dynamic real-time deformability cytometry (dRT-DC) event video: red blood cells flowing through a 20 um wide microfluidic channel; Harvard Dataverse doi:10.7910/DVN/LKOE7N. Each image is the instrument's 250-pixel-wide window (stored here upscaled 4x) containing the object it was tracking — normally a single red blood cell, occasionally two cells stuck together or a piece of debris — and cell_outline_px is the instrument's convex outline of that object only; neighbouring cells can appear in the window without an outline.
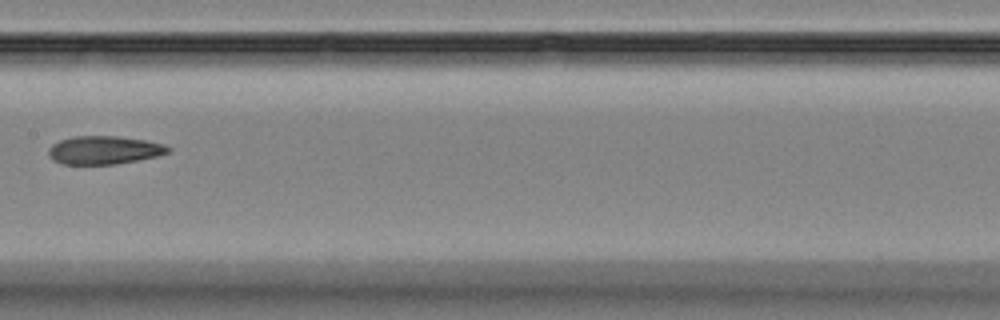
{"species": "Egyptian fruit bat (a non-hibernating species)", "species_latin": "Rousettus aegyptiacus", "temperature_condition": "room temperature", "stored_images_in_passage": 13, "camera_frame_rate_fps": 3000, "um_per_image_px": 0.085, "animal": {"sex": "female"}, "frame": {"image": 1, "passage_image": 6, "time_ms": 6.667, "image_size_px": [1000, 320], "cell_outline_px": [[172, 148], [168, 152], [156, 156], [116, 164], [64, 164], [52, 160], [48, 156], [48, 148], [52, 144], [60, 140], [72, 136], [116, 136], [144, 140], [164, 144]], "centroid_in_image_um": [8.8, 12.75], "position_along_channel_um": 198.6, "area_um2": 19.65}}
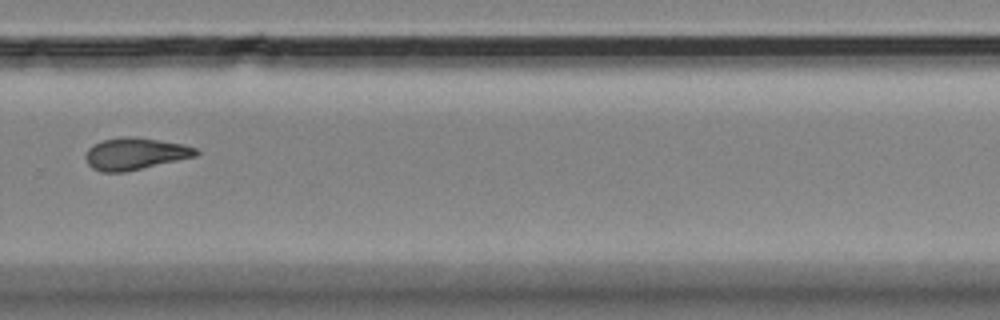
{"frame": {"image": 2, "passage_image": 9, "time_ms": 10.0, "image_size_px": [1000, 320], "cell_outline_px": [[200, 152], [196, 156], [124, 172], [104, 172], [92, 168], [88, 164], [84, 156], [88, 148], [104, 140], [120, 136], [136, 136], [184, 144], [196, 148]], "centroid_in_image_um": [11.49, 13.05], "position_along_channel_um": 318.3, "area_um2": 20.52}}
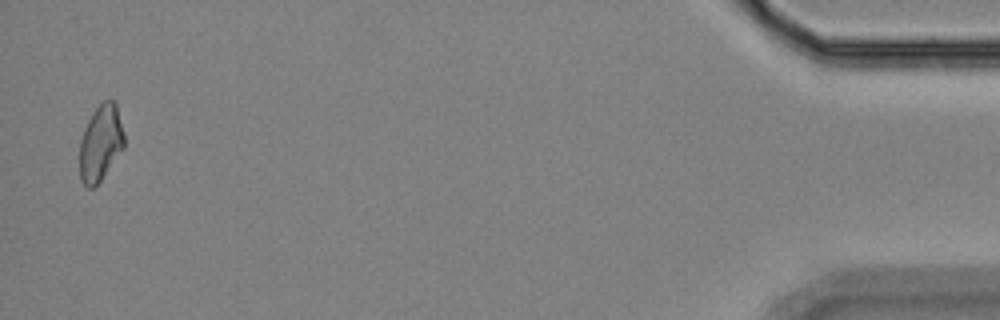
{"frame": {"image": 3, "passage_image": 13, "time_ms": 15.333, "image_size_px": [1000, 320], "cell_outline_px": [[124, 148], [100, 180], [92, 188], [88, 188], [80, 180], [80, 140], [84, 128], [92, 112], [104, 100], [116, 100], [124, 132]], "centroid_in_image_um": [8.56, 12.12], "position_along_channel_um": 426.6, "area_um2": 19.77}, "authors_computed_cell_mechanics": {"area_um2": 20.2878, "velocity_mm_per_s": 3.6185, "shape_relaxation_time_tau1_ms": 10.2278, "shape_relaxation_time_tau2_ms": 6.7388, "deformation_change_tau1": 0.184, "deformation_change_tau2": 0.1353}}